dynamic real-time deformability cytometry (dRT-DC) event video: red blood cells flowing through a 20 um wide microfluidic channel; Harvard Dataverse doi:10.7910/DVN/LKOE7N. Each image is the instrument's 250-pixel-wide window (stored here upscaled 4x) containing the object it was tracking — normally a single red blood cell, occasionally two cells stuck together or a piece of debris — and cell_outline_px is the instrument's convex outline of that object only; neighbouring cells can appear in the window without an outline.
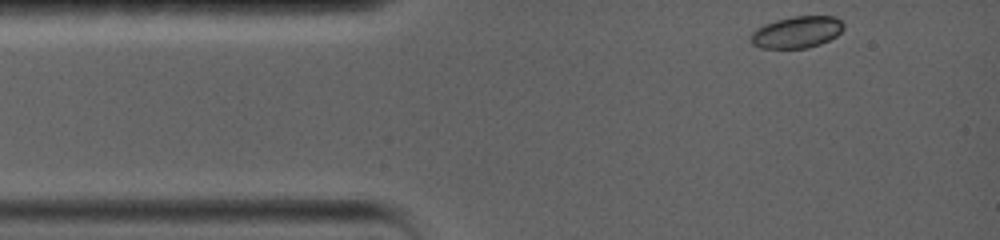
{"species": "common noctule bat (a hibernating species)", "species_latin": "Nyctalus noctula", "temperature_condition": "warm", "stored_images_in_passage": 64, "camera_frame_rate_fps": 5000, "um_per_image_px": 0.085, "animal": {"sex": "female", "body_mass_g": 19.0, "forearm_length_mm": 56.7}, "frame": {"image": 1, "passage_image": 1, "time_ms": 0.0, "image_size_px": [1000, 240], "cell_outline_px": [[844, 28], [836, 36], [820, 44], [808, 48], [760, 48], [752, 44], [752, 32], [756, 28], [764, 24], [776, 20], [792, 16], [836, 16], [844, 24]], "centroid_in_image_um": [67.74, 2.72], "position_along_channel_um": 17.3, "area_um2": 17.17}}
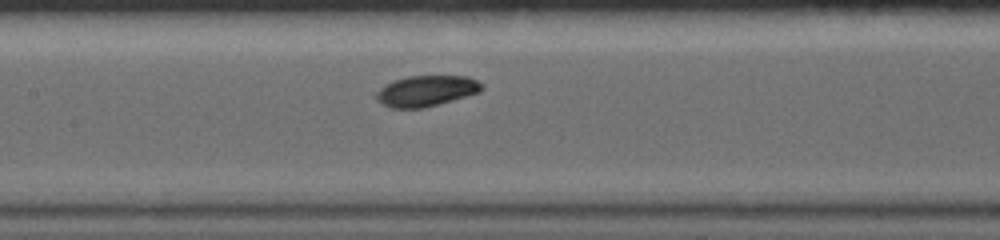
{"frame": {"image": 2, "passage_image": 27, "time_ms": 5.6, "image_size_px": [1000, 240], "cell_outline_px": [[484, 88], [480, 92], [424, 108], [392, 108], [376, 100], [372, 92], [384, 84], [392, 80], [408, 76], [468, 76], [484, 84]], "centroid_in_image_um": [36.18, 7.72], "position_along_channel_um": 171.2, "area_um2": 19.25}}
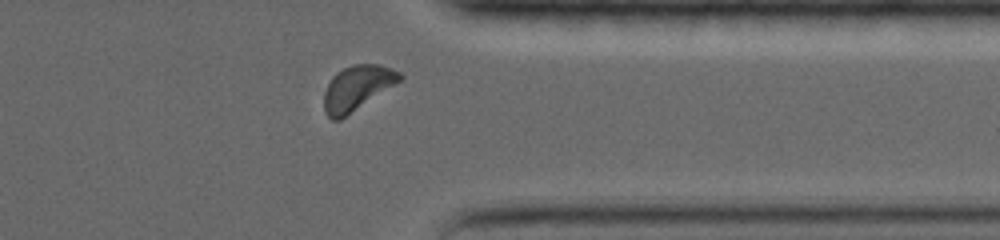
{"frame": {"image": 3, "passage_image": 55, "time_ms": 11.6, "image_size_px": [1000, 240], "cell_outline_px": [[404, 76], [400, 80], [340, 120], [332, 120], [324, 112], [324, 92], [332, 76], [336, 72], [352, 64], [380, 64], [392, 68], [400, 72]], "centroid_in_image_um": [30.33, 7.46], "position_along_channel_um": 381.1, "area_um2": 19.54}, "authors_computed_cell_mechanics": {"area_um2": 18.9006, "velocity_mm_per_s": 3.541, "shape_relaxation_time_tau1_ms": 5.1758, "shape_relaxation_time_tau2_ms": null, "deformation_change_tau1": 0.1188, "deformation_change_tau2": null}}